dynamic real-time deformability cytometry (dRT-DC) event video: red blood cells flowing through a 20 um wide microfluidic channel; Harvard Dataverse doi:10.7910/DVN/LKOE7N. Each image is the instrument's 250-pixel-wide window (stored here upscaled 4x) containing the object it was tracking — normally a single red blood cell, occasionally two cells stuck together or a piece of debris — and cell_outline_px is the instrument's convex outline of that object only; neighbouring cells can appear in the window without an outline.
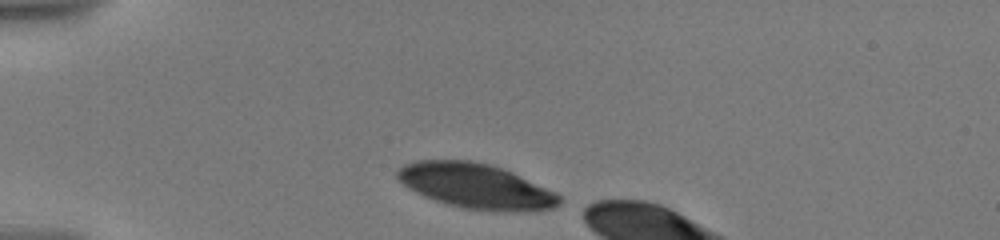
{"species": "human", "species_latin": "Homo sapiens", "temperature_condition": "warm", "stored_images_in_passage": 11, "camera_frame_rate_fps": 3000, "um_per_image_px": 0.085, "donor": {"sex": "male"}, "frame": {"image": 1, "passage_image": 1, "time_ms": 0.0, "image_size_px": [1000, 240], "cell_outline_px": [[564, 200], [560, 204], [552, 208], [536, 212], [496, 212], [460, 208], [424, 196], [408, 188], [396, 176], [396, 172], [404, 164], [416, 160], [472, 160], [492, 164], [512, 172], [556, 192]], "centroid_in_image_um": [40.51, 15.83], "position_along_channel_um": 44.5, "area_um2": 43.06}}
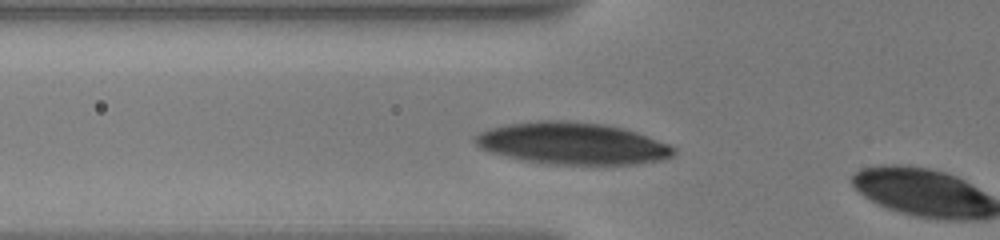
{"frame": {"image": 2, "passage_image": 9, "time_ms": 2.0, "image_size_px": [1000, 240], "cell_outline_px": [[676, 152], [672, 156], [664, 160], [632, 164], [548, 164], [520, 160], [492, 152], [480, 148], [476, 144], [476, 136], [480, 132], [488, 128], [508, 124], [540, 120], [568, 120], [604, 124], [624, 128], [636, 132], [668, 144], [676, 148]], "centroid_in_image_um": [48.66, 12.19], "position_along_channel_um": 77.1, "area_um2": 48.49}}